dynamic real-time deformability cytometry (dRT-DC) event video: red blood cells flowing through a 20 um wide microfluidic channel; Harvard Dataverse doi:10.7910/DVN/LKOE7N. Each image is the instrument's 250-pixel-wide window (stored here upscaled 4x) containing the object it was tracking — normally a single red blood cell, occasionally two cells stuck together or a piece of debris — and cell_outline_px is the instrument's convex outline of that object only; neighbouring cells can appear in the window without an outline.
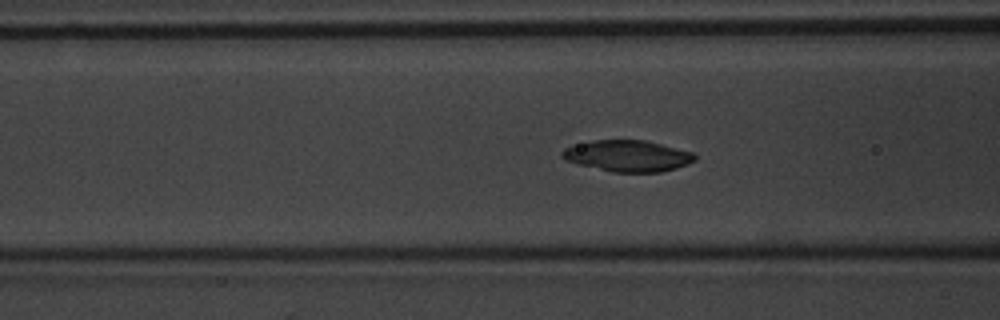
{"species": "common noctule bat (a hibernating species)", "species_latin": "Nyctalus noctula", "temperature_condition": "warm", "stored_images_in_passage": 46, "camera_frame_rate_fps": 3000, "um_per_image_px": 0.085, "animal": {"sex": "male", "body_mass_g": 20.1, "forearm_length_mm": 53.5}, "frame": {"image": 1, "passage_image": 13, "time_ms": 4.0, "image_size_px": [1000, 320], "cell_outline_px": [[696, 160], [688, 164], [676, 168], [660, 172], [612, 172], [564, 160], [560, 156], [560, 152], [564, 148], [592, 140], [644, 140], [692, 152], [696, 156]], "centroid_in_image_um": [53.34, 13.25], "position_along_channel_um": 113.3, "area_um2": 24.04}}
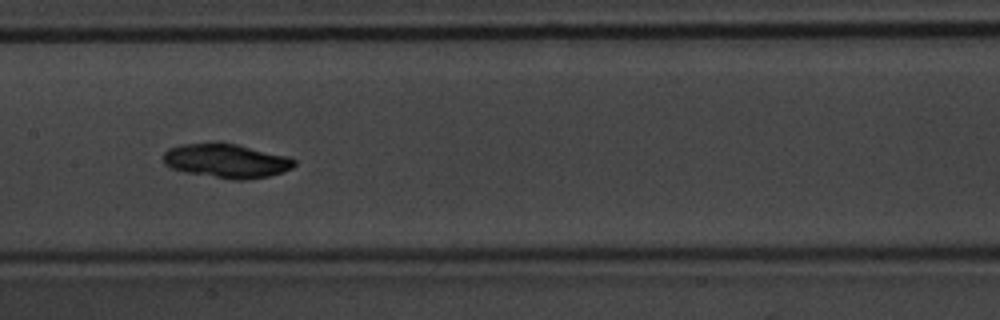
{"frame": {"image": 2, "passage_image": 19, "time_ms": 6.0, "image_size_px": [1000, 320], "cell_outline_px": [[296, 164], [292, 168], [284, 172], [268, 176], [248, 180], [232, 180], [184, 172], [172, 168], [164, 164], [164, 152], [168, 148], [180, 144], [236, 144], [288, 156], [296, 160]], "centroid_in_image_um": [19.27, 13.7], "position_along_channel_um": 188.1, "area_um2": 25.89}}
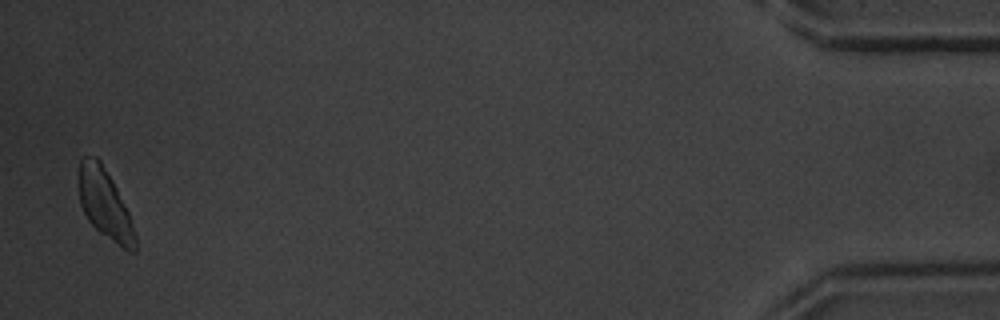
{"frame": {"image": 3, "passage_image": 45, "time_ms": 14.667, "image_size_px": [1000, 320], "cell_outline_px": [[136, 252], [128, 252], [100, 232], [88, 220], [80, 204], [80, 160], [84, 156], [96, 156], [100, 160], [112, 180], [128, 212], [136, 236]], "centroid_in_image_um": [8.93, 17.36], "position_along_channel_um": 426.3, "area_um2": 22.37}}